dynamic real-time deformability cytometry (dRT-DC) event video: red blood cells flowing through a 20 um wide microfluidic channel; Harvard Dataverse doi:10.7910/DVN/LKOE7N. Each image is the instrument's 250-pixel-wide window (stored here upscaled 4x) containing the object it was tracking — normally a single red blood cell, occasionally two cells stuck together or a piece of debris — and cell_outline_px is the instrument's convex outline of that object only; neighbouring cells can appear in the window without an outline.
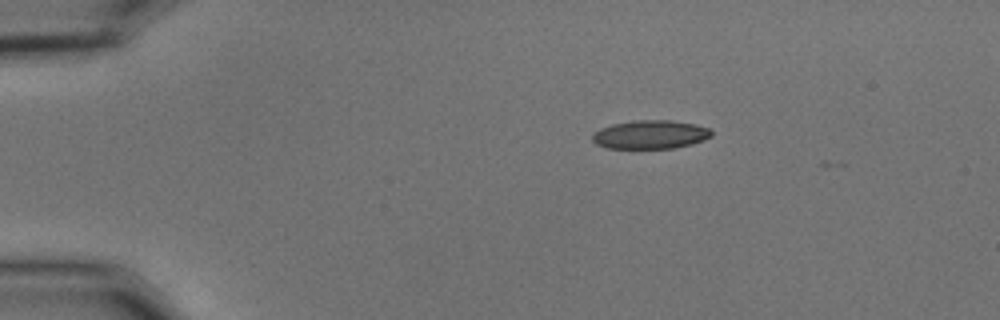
{"species": "common noctule bat (a hibernating species)", "species_latin": "Nyctalus noctula", "temperature_condition": "cold", "stored_images_in_passage": 10, "camera_frame_rate_fps": 3000, "um_per_image_px": 0.085, "animal": {"sex": "male", "body_mass_g": 15.6}, "frame": {"image": 1, "passage_image": 2, "time_ms": 0.333, "image_size_px": [1000, 320], "cell_outline_px": [[712, 136], [704, 140], [692, 144], [672, 148], [608, 148], [596, 144], [592, 140], [592, 132], [600, 128], [612, 124], [636, 120], [672, 120], [696, 124], [712, 128]], "centroid_in_image_um": [55.3, 11.43], "position_along_channel_um": 29.7, "area_um2": 20.06}}